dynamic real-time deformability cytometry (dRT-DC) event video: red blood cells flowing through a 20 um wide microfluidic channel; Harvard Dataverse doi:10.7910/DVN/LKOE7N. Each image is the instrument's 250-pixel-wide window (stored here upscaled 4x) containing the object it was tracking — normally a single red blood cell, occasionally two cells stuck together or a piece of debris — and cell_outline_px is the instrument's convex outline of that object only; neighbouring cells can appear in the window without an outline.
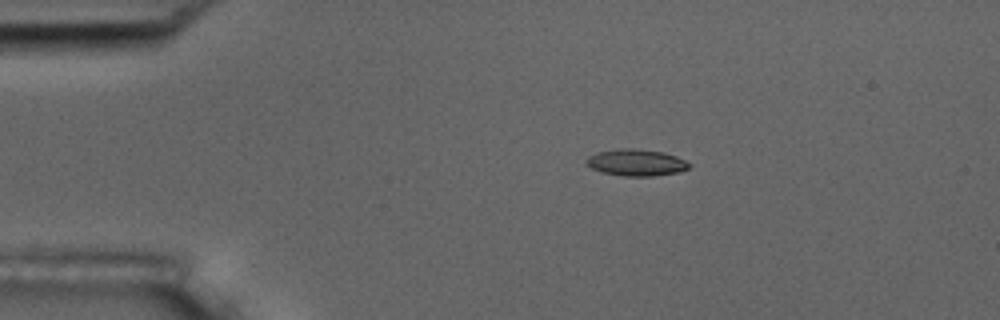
{"species": "common noctule bat (a hibernating species)", "species_latin": "Nyctalus noctula", "temperature_condition": "room temperature", "stored_images_in_passage": 9, "camera_frame_rate_fps": 3000, "um_per_image_px": 0.085, "animal": {"sex": "male", "body_mass_g": 17.5, "forearm_length_mm": 52.3}, "frame": {"image": 1, "passage_image": 3, "time_ms": 2.333, "image_size_px": [1000, 320], "cell_outline_px": [[692, 164], [688, 168], [680, 172], [652, 176], [620, 176], [600, 172], [584, 164], [584, 160], [588, 156], [596, 152], [620, 148], [632, 148], [664, 152], [676, 156]], "centroid_in_image_um": [54.03, 13.82], "position_along_channel_um": 31.0, "area_um2": 16.24}}
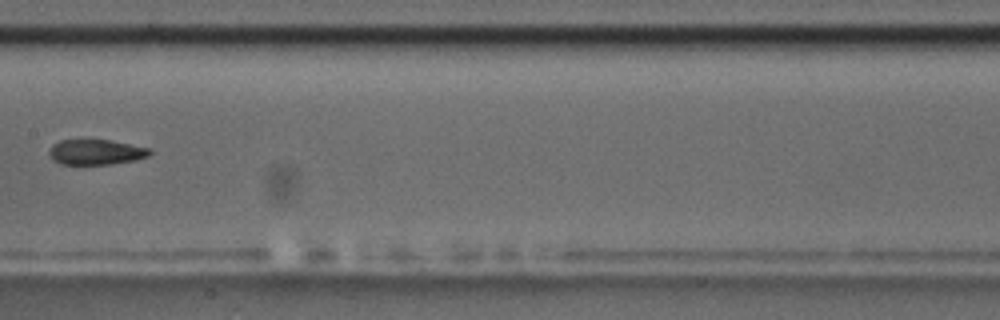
{"frame": {"image": 2, "passage_image": 8, "time_ms": 8.333, "image_size_px": [1000, 320], "cell_outline_px": [[152, 152], [148, 156], [136, 160], [112, 164], [60, 164], [52, 160], [48, 152], [52, 144], [60, 140], [80, 136], [88, 136], [112, 140], [148, 148]], "centroid_in_image_um": [8.08, 12.86], "position_along_channel_um": 199.3, "area_um2": 15.72}}
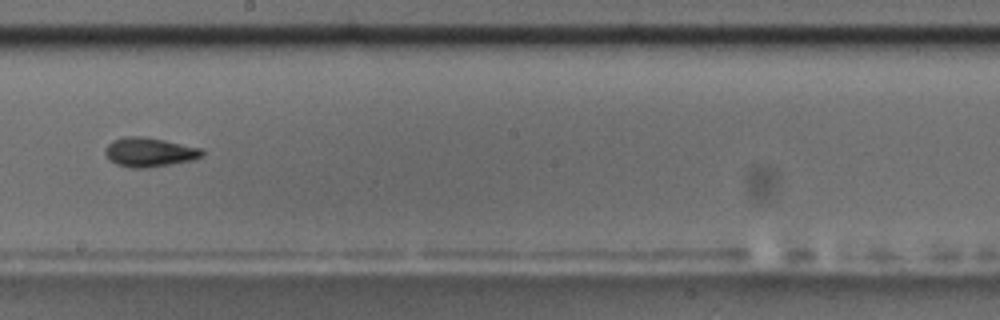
{"frame": {"image": 3, "passage_image": 9, "time_ms": 9.333, "image_size_px": [1000, 320], "cell_outline_px": [[204, 156], [196, 160], [148, 168], [132, 168], [116, 164], [104, 152], [104, 148], [112, 140], [124, 136], [140, 136], [164, 140], [204, 148]], "centroid_in_image_um": [12.76, 12.93], "position_along_channel_um": 235.4, "area_um2": 16.76}}